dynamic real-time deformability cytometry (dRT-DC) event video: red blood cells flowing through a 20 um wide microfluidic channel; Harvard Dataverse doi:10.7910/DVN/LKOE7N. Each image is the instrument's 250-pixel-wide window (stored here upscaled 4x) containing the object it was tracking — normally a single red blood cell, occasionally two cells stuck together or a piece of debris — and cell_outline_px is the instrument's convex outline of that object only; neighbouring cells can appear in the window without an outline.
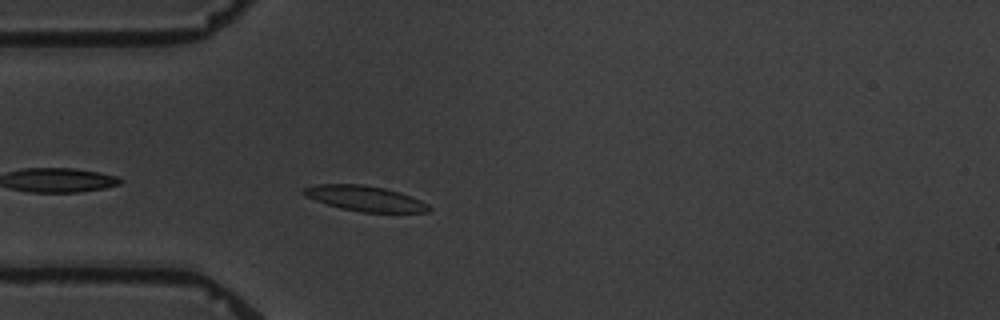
{"species": "common noctule bat (a hibernating species)", "species_latin": "Nyctalus noctula", "temperature_condition": "warm", "stored_images_in_passage": 4, "camera_frame_rate_fps": 3000, "um_per_image_px": 0.085, "animal": {"sex": "male", "body_mass_g": 19.5, "forearm_length_mm": 54.6}, "frame": {"image": 1, "passage_image": 4, "time_ms": 3.333, "image_size_px": [1000, 320], "cell_outline_px": [[432, 208], [428, 212], [360, 212], [340, 208], [304, 196], [300, 192], [304, 188], [316, 184], [364, 184], [384, 188], [400, 192], [412, 196], [428, 204]], "centroid_in_image_um": [31.02, 16.86], "position_along_channel_um": 54.0, "area_um2": 18.55}}